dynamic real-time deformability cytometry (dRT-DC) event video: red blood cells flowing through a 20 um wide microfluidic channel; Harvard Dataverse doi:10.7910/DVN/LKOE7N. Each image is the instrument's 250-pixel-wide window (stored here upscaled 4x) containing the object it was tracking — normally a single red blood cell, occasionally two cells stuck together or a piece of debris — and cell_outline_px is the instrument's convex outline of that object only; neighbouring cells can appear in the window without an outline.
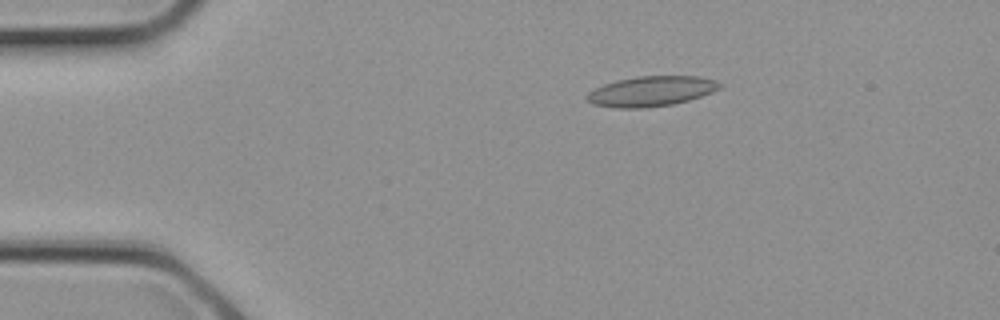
{"species": "common noctule bat (a hibernating species)", "species_latin": "Nyctalus noctula", "temperature_condition": "cold", "stored_images_in_passage": 3, "camera_frame_rate_fps": 3000, "um_per_image_px": 0.085, "animal": {"sex": "female", "body_mass_g": 21.9}, "frame": {"image": 1, "passage_image": 2, "time_ms": 0.333, "image_size_px": [1000, 320], "cell_outline_px": [[724, 84], [720, 88], [712, 92], [688, 100], [672, 104], [644, 108], [616, 108], [592, 104], [588, 100], [588, 92], [604, 84], [616, 80], [636, 76], [696, 76], [716, 80]], "centroid_in_image_um": [55.37, 7.75], "position_along_channel_um": 29.6, "area_um2": 23.24}}
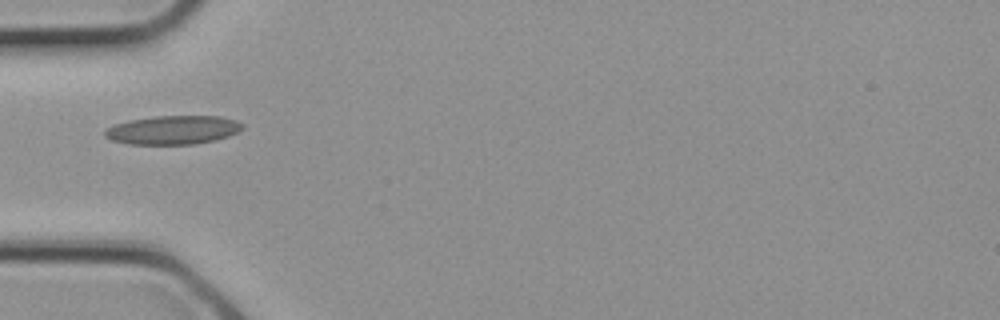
{"frame": {"image": 2, "passage_image": 3, "time_ms": 0.667, "image_size_px": [1000, 320], "cell_outline_px": [[244, 128], [228, 136], [216, 140], [196, 144], [128, 144], [112, 140], [104, 136], [104, 132], [108, 128], [116, 124], [128, 120], [156, 116], [220, 116], [236, 120], [244, 124]], "centroid_in_image_um": [14.73, 11.05], "position_along_channel_um": 70.3, "area_um2": 23.06}}